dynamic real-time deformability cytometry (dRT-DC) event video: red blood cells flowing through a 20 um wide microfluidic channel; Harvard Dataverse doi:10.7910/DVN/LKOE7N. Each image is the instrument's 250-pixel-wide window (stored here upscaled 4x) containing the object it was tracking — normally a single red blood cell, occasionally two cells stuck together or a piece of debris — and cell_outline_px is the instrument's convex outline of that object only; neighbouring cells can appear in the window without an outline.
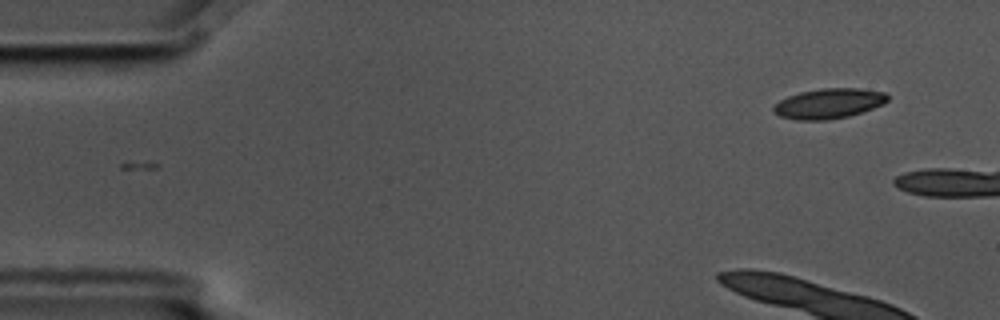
{"species": "common noctule bat (a hibernating species)", "species_latin": "Nyctalus noctula", "temperature_condition": "cold", "stored_images_in_passage": 6, "camera_frame_rate_fps": 3000, "um_per_image_px": 0.085, "animal": {"sex": "male", "body_mass_g": 17.5, "forearm_length_mm": 52.3}, "frame": {"image": 1, "passage_image": 1, "time_ms": 0.0, "image_size_px": [1000, 320], "cell_outline_px": [[888, 100], [884, 104], [848, 116], [828, 120], [796, 120], [780, 116], [772, 112], [772, 108], [780, 100], [788, 96], [800, 92], [820, 88], [860, 88], [884, 92], [888, 96]], "centroid_in_image_um": [70.43, 8.79], "position_along_channel_um": 14.6, "area_um2": 20.0}}